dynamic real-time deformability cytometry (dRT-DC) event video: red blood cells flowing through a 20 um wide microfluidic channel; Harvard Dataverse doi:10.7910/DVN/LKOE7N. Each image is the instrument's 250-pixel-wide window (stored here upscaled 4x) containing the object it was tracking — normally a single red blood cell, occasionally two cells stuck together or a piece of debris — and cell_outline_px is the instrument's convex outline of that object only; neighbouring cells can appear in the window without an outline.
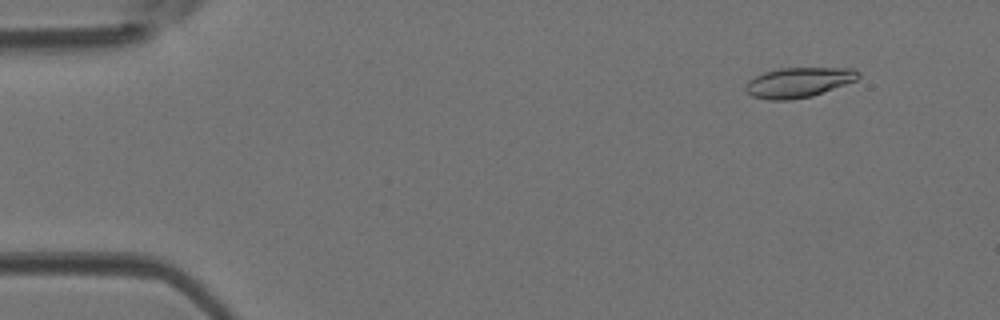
{"species": "Egyptian fruit bat (a non-hibernating species)", "species_latin": "Rousettus aegyptiacus", "temperature_condition": "room temperature", "stored_images_in_passage": 45, "camera_frame_rate_fps": 3000, "um_per_image_px": 0.085, "animal": {"sex": "female"}, "frame": {"image": 1, "passage_image": 5, "time_ms": 1.333, "image_size_px": [1000, 320], "cell_outline_px": [[860, 76], [856, 80], [812, 96], [788, 100], [768, 100], [752, 96], [744, 88], [748, 80], [764, 72], [780, 68], [856, 68], [860, 72]], "centroid_in_image_um": [67.88, 7.0], "position_along_channel_um": 17.1, "area_um2": 19.65}}
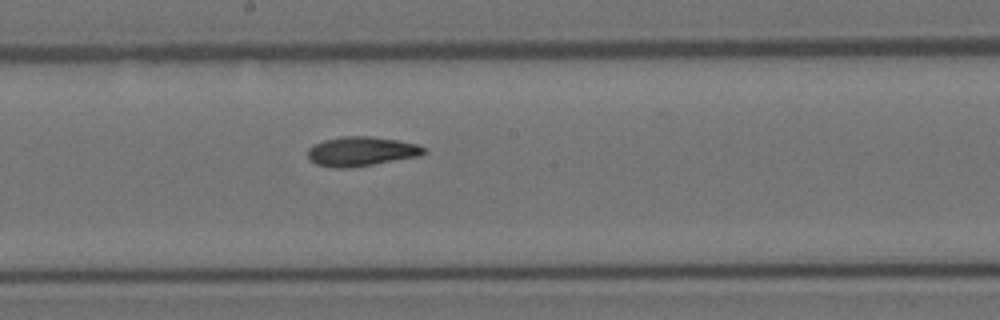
{"frame": {"image": 2, "passage_image": 25, "time_ms": 8.0, "image_size_px": [1000, 320], "cell_outline_px": [[428, 152], [420, 156], [348, 168], [336, 168], [316, 164], [308, 156], [308, 148], [324, 140], [340, 136], [372, 136], [396, 140], [416, 144], [428, 148]], "centroid_in_image_um": [30.75, 12.86], "position_along_channel_um": 217.4, "area_um2": 19.83}}
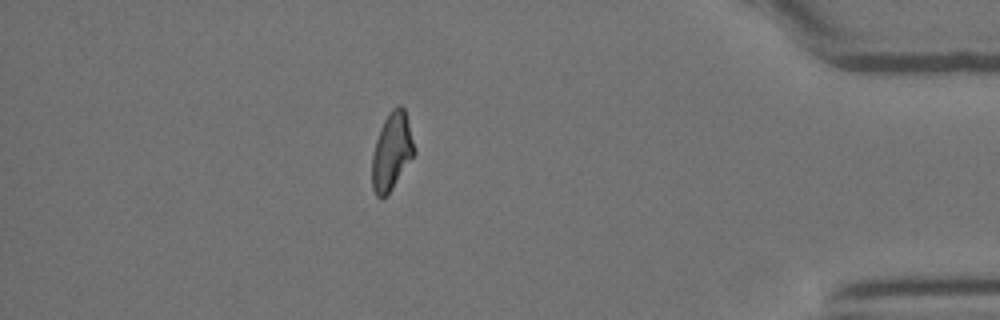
{"frame": {"image": 3, "passage_image": 40, "time_ms": 13.0, "image_size_px": [1000, 320], "cell_outline_px": [[416, 152], [392, 188], [380, 200], [376, 196], [372, 188], [372, 156], [376, 140], [380, 128], [388, 112], [396, 104], [400, 104], [404, 108]], "centroid_in_image_um": [33.28, 12.85], "position_along_channel_um": 401.9, "area_um2": 18.9}}